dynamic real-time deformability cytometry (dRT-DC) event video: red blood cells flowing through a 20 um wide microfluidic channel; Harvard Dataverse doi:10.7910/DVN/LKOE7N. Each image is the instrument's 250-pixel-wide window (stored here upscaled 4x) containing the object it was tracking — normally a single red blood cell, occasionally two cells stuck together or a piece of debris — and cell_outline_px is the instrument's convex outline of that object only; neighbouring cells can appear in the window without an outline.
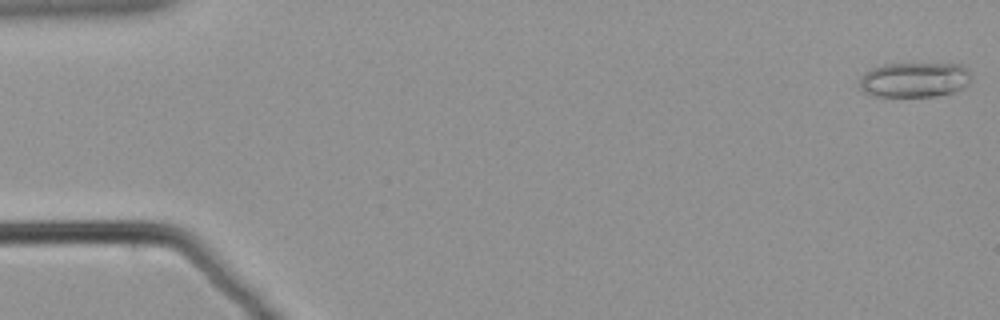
{"species": "common noctule bat (a hibernating species)", "species_latin": "Nyctalus noctula", "temperature_condition": "warm", "stored_images_in_passage": 59, "camera_frame_rate_fps": 3000, "um_per_image_px": 0.085, "animal": {"sex": "male", "body_mass_g": 21.5, "forearm_length_mm": 52.0}, "frame": {"image": 1, "passage_image": 1, "time_ms": 0.0, "image_size_px": [1000, 320], "cell_outline_px": [[972, 80], [968, 84], [952, 92], [936, 96], [868, 96], [860, 88], [860, 76], [864, 72], [872, 68], [884, 64], [964, 64], [972, 76]], "centroid_in_image_um": [77.72, 6.78], "position_along_channel_um": 7.3, "area_um2": 22.95}}
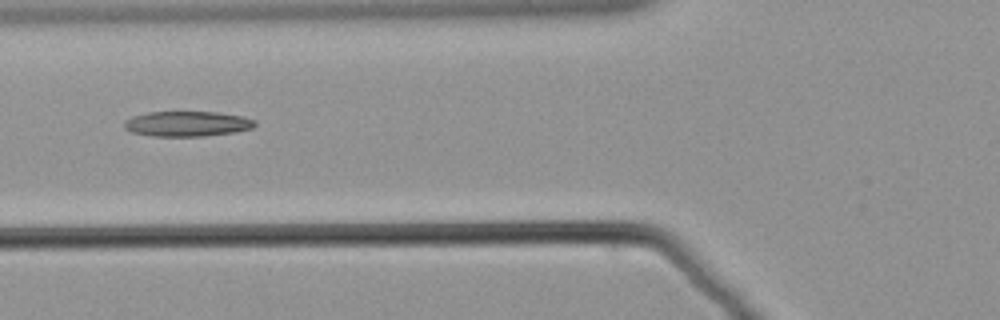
{"frame": {"image": 2, "passage_image": 23, "time_ms": 7.333, "image_size_px": [1000, 320], "cell_outline_px": [[256, 124], [252, 128], [236, 132], [204, 136], [152, 136], [132, 132], [124, 128], [124, 120], [132, 116], [148, 112], [216, 112], [244, 116], [256, 120]], "centroid_in_image_um": [15.92, 10.52], "position_along_channel_um": 109.9, "area_um2": 19.31}}
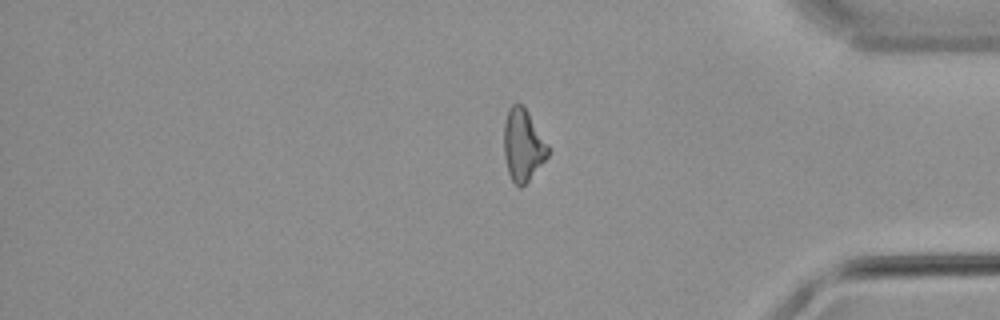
{"frame": {"image": 3, "passage_image": 49, "time_ms": 16.0, "image_size_px": [1000, 320], "cell_outline_px": [[548, 156], [528, 180], [520, 188], [512, 180], [508, 172], [504, 156], [504, 120], [508, 108], [512, 104], [524, 104], [548, 144]], "centroid_in_image_um": [44.44, 12.28], "position_along_channel_um": 390.8, "area_um2": 18.5}}